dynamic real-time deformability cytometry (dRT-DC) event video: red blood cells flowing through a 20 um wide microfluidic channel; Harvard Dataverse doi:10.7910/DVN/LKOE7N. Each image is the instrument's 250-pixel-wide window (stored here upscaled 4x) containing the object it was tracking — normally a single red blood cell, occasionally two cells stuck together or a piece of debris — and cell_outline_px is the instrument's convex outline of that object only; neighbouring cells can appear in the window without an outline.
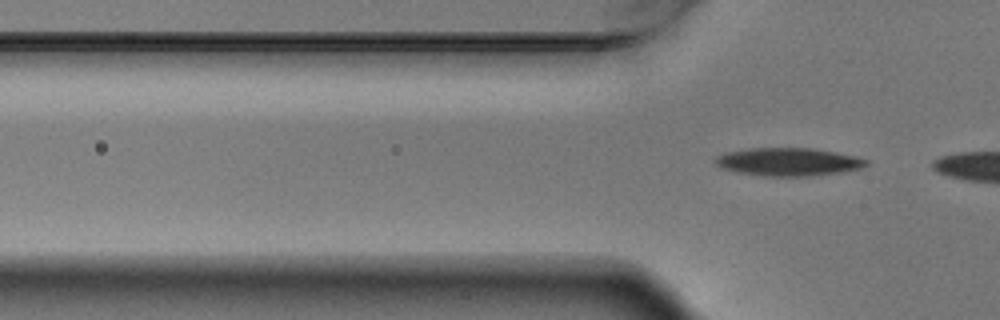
{"species": "Egyptian fruit bat (a non-hibernating species)", "species_latin": "Rousettus aegyptiacus", "temperature_condition": "warm", "stored_images_in_passage": 6, "segment_of_instrument_passage": [2, 2], "camera_frame_rate_fps": 3000, "um_per_image_px": 0.085, "animal": {"sex": "male"}, "frame": {"image": 1, "passage_image": 6, "time_ms": 1.667, "image_size_px": [1000, 320], "cell_outline_px": [[868, 164], [864, 168], [844, 172], [808, 176], [764, 176], [740, 172], [724, 168], [716, 164], [712, 160], [716, 156], [724, 152], [748, 148], [812, 148], [836, 152], [856, 156], [868, 160]], "centroid_in_image_um": [67.04, 13.75], "position_along_channel_um": 58.8, "area_um2": 24.8}}